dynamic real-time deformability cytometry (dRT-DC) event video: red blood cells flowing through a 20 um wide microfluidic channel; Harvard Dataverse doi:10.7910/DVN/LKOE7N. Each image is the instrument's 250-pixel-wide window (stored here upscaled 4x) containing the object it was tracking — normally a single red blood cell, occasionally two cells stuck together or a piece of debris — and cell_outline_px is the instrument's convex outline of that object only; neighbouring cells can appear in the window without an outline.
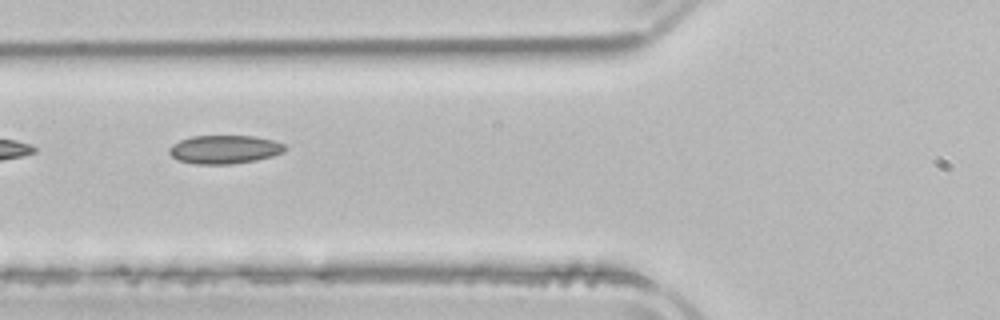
{"species": "common noctule bat (a hibernating species)", "species_latin": "Nyctalus noctula", "temperature_condition": "room temperature", "stored_images_in_passage": 3, "camera_frame_rate_fps": 3000, "um_per_image_px": 0.085, "animal": {"sex": "male", "body_mass_g": 21.5, "forearm_length_mm": 52.0}, "frame": {"image": 1, "passage_image": 2, "time_ms": 1.667, "image_size_px": [1000, 320], "cell_outline_px": [[288, 148], [284, 152], [272, 156], [256, 160], [232, 164], [196, 164], [176, 160], [168, 152], [168, 148], [172, 144], [180, 140], [192, 136], [256, 136], [272, 140], [284, 144]], "centroid_in_image_um": [19.07, 12.7], "position_along_channel_um": 106.7, "area_um2": 19.36}}
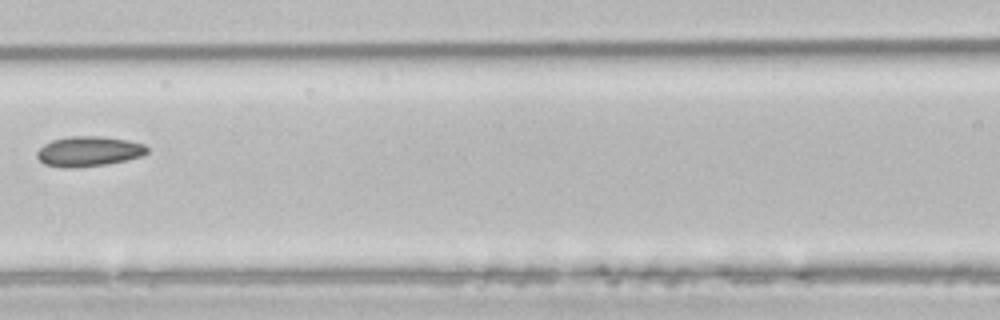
{"frame": {"image": 2, "passage_image": 3, "time_ms": 3.0, "image_size_px": [1000, 320], "cell_outline_px": [[148, 152], [144, 156], [108, 164], [76, 168], [68, 168], [44, 164], [36, 156], [36, 152], [44, 144], [52, 140], [68, 136], [104, 136], [128, 140], [144, 144], [148, 148]], "centroid_in_image_um": [7.56, 12.86], "position_along_channel_um": 159.0, "area_um2": 19.54}}